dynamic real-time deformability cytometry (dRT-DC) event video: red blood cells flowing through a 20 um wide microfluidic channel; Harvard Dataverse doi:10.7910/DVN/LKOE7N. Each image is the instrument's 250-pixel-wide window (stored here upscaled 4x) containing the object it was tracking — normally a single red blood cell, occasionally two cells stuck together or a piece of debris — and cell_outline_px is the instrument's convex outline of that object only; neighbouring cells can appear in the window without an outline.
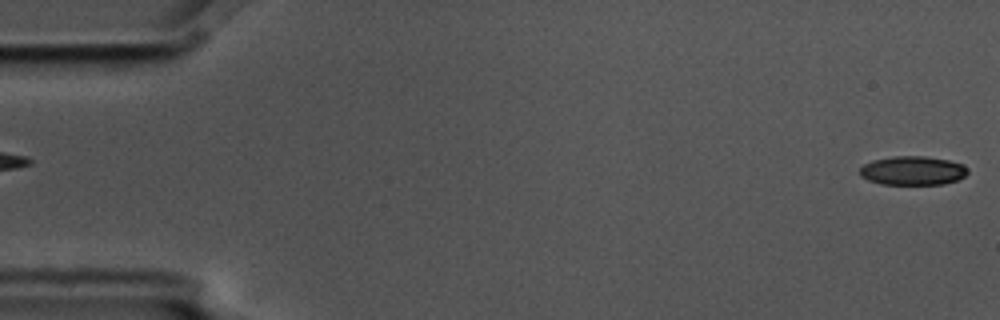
{"species": "common noctule bat (a hibernating species)", "species_latin": "Nyctalus noctula", "temperature_condition": "cold", "stored_images_in_passage": 3, "segment_of_instrument_passage": [2, 2], "camera_frame_rate_fps": 3000, "um_per_image_px": 0.085, "animal": {"sex": "male", "body_mass_g": 17.5, "forearm_length_mm": 52.3}, "frame": {"image": 1, "passage_image": 3, "time_ms": 0.667, "image_size_px": [1000, 320], "cell_outline_px": [[968, 172], [960, 180], [944, 184], [880, 184], [868, 180], [860, 176], [860, 168], [864, 164], [872, 160], [892, 156], [924, 156], [948, 160], [964, 164], [968, 168]], "centroid_in_image_um": [77.6, 14.5], "position_along_channel_um": 7.4, "area_um2": 18.38}}